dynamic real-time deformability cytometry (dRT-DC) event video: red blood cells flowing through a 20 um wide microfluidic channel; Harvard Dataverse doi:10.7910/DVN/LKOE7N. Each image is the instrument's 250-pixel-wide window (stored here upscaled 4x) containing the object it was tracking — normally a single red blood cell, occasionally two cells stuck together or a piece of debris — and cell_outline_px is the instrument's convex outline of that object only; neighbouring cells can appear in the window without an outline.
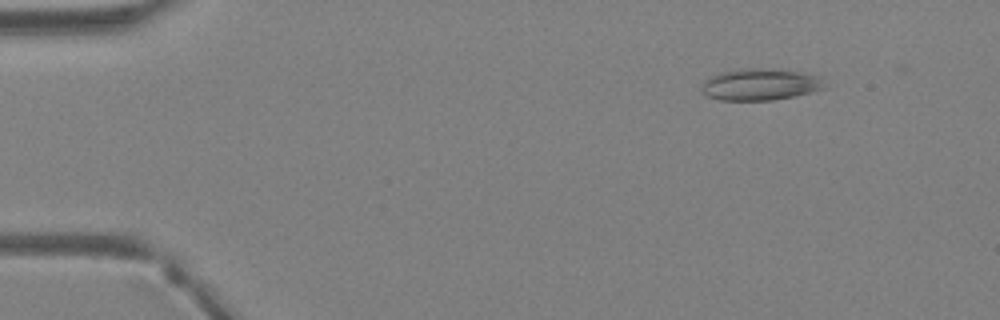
{"species": "Egyptian fruit bat (a non-hibernating species)", "species_latin": "Rousettus aegyptiacus", "temperature_condition": "warm", "stored_images_in_passage": 41, "camera_frame_rate_fps": 3000, "um_per_image_px": 0.085, "animal": {"sex": "female"}, "frame": {"image": 1, "passage_image": 5, "time_ms": 1.333, "image_size_px": [1000, 320], "cell_outline_px": [[828, 88], [812, 92], [772, 100], [720, 100], [708, 96], [700, 92], [700, 88], [712, 76], [720, 72], [740, 68], [772, 68], [820, 76]], "centroid_in_image_um": [64.64, 7.18], "position_along_channel_um": 20.4, "area_um2": 22.72}}
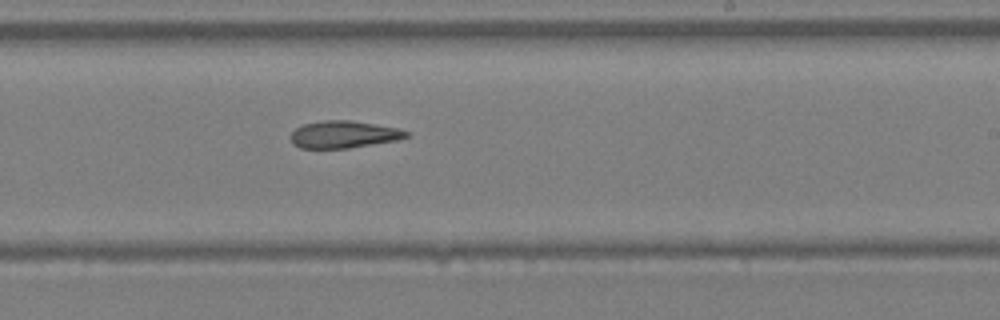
{"frame": {"image": 2, "passage_image": 25, "time_ms": 8.0, "image_size_px": [1000, 320], "cell_outline_px": [[408, 136], [396, 140], [348, 148], [300, 148], [292, 144], [292, 132], [296, 128], [304, 124], [324, 120], [352, 120], [400, 128], [408, 132]], "centroid_in_image_um": [29.22, 11.42], "position_along_channel_um": 259.8, "area_um2": 18.21}}
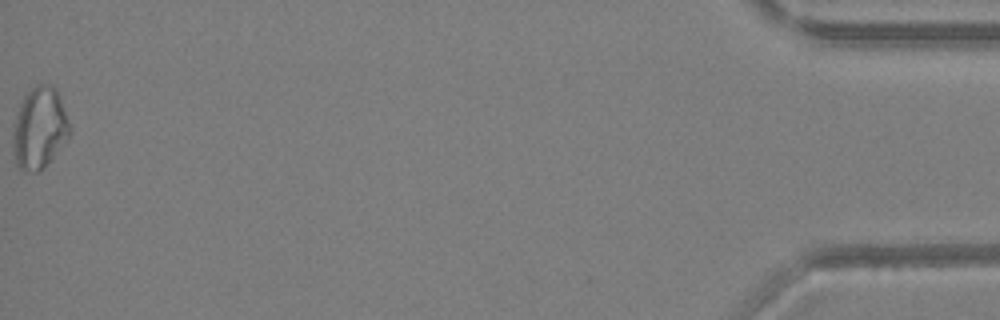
{"frame": {"image": 3, "passage_image": 41, "time_ms": 13.333, "image_size_px": [1000, 320], "cell_outline_px": [[72, 132], [44, 168], [40, 172], [24, 172], [16, 164], [12, 148], [12, 136], [16, 116], [20, 104], [24, 96], [36, 84], [48, 84], [56, 88], [60, 96], [72, 128]], "centroid_in_image_um": [3.36, 10.9], "position_along_channel_um": 431.8, "area_um2": 27.22}}